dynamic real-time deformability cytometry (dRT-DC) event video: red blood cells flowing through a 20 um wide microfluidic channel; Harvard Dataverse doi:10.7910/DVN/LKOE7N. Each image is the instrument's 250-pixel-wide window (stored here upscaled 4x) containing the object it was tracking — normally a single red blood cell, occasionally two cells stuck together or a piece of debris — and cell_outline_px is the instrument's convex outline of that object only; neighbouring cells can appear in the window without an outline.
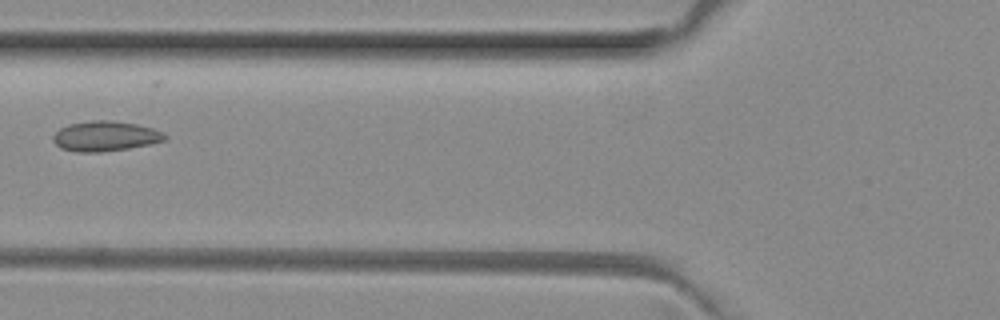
{"species": "common noctule bat (a hibernating species)", "species_latin": "Nyctalus noctula", "temperature_condition": "room temperature", "stored_images_in_passage": 4, "camera_frame_rate_fps": 3000, "um_per_image_px": 0.085, "animal": {"sex": "female", "body_mass_g": 29.2, "forearm_length_mm": 56.3}, "frame": {"image": 1, "passage_image": 4, "time_ms": 1.0, "image_size_px": [1000, 320], "cell_outline_px": [[168, 136], [164, 140], [148, 144], [128, 148], [100, 152], [76, 152], [60, 148], [52, 140], [52, 136], [60, 128], [68, 124], [92, 120], [108, 120], [136, 124], [152, 128], [164, 132]], "centroid_in_image_um": [8.92, 11.57], "position_along_channel_um": 116.9, "area_um2": 19.54}}